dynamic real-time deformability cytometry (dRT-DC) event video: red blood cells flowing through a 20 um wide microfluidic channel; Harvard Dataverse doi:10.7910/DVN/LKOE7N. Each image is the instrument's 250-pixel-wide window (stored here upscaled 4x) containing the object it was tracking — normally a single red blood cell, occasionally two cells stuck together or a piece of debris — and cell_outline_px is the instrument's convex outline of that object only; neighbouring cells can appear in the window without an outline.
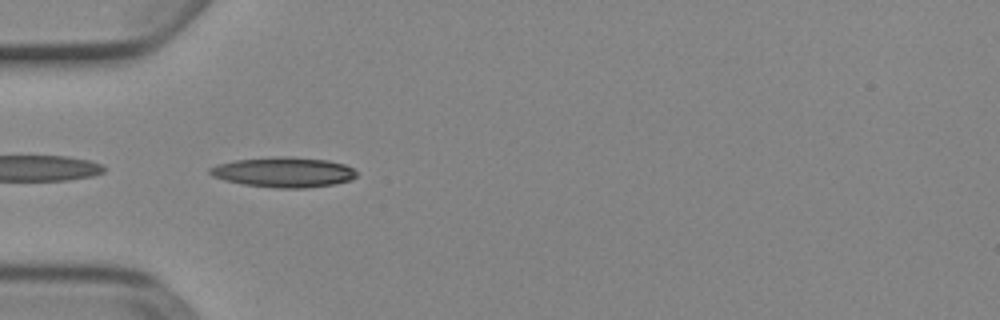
{"species": "Egyptian fruit bat (a non-hibernating species)", "species_latin": "Rousettus aegyptiacus", "temperature_condition": "cold", "stored_images_in_passage": 5, "camera_frame_rate_fps": 3000, "um_per_image_px": 0.085, "animal": {"sex": "female"}, "frame": {"image": 1, "passage_image": 4, "time_ms": 1.0, "image_size_px": [1000, 320], "cell_outline_px": [[356, 176], [352, 180], [336, 184], [304, 188], [276, 188], [244, 184], [224, 180], [212, 176], [208, 172], [208, 168], [216, 164], [236, 160], [280, 156], [288, 156], [328, 160], [344, 164], [352, 168], [356, 172]], "centroid_in_image_um": [24.11, 14.63], "position_along_channel_um": 60.9, "area_um2": 25.84}}
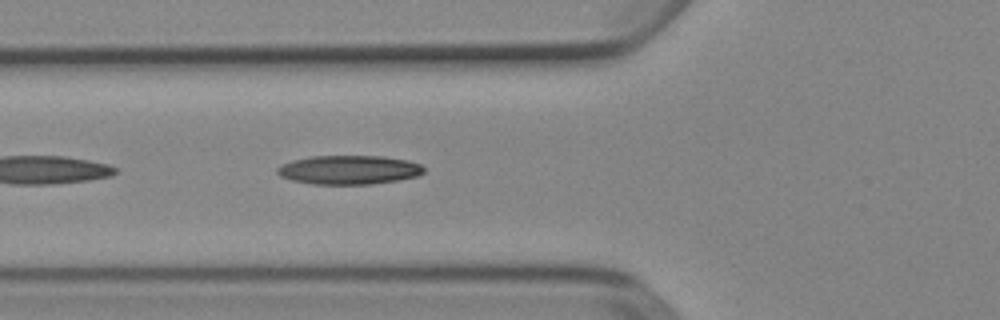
{"frame": {"image": 2, "passage_image": 5, "time_ms": 1.333, "image_size_px": [1000, 320], "cell_outline_px": [[424, 172], [416, 176], [396, 180], [372, 184], [312, 184], [292, 180], [280, 176], [276, 172], [276, 168], [280, 164], [292, 160], [312, 156], [380, 156], [408, 160], [420, 164], [424, 168]], "centroid_in_image_um": [29.62, 14.43], "position_along_channel_um": 96.2, "area_um2": 24.74}}